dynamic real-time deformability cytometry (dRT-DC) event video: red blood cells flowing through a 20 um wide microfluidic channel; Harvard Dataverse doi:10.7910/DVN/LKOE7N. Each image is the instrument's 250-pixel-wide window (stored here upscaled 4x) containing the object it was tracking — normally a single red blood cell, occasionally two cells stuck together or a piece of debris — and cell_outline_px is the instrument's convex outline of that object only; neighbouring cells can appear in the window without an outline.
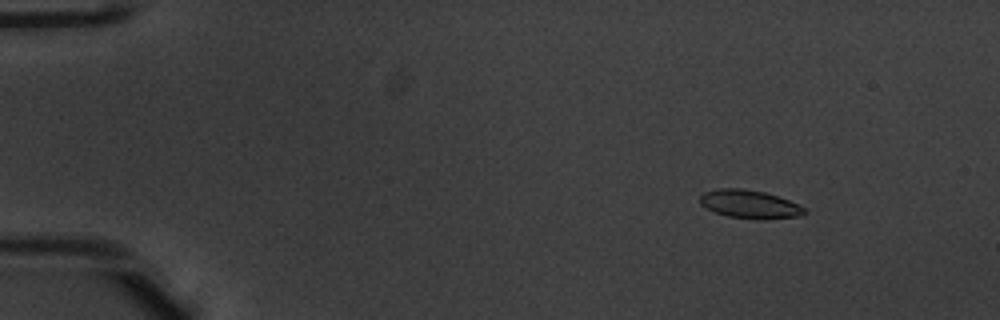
{"species": "common noctule bat (a hibernating species)", "species_latin": "Nyctalus noctula", "temperature_condition": "warm", "stored_images_in_passage": 46, "camera_frame_rate_fps": 3000, "um_per_image_px": 0.085, "animal": {"sex": "male", "body_mass_g": 20.1, "forearm_length_mm": 53.5}, "frame": {"image": 1, "passage_image": 1, "time_ms": 0.0, "image_size_px": [1000, 320], "cell_outline_px": [[808, 212], [800, 216], [764, 220], [756, 220], [728, 216], [716, 212], [700, 204], [700, 196], [704, 192], [720, 188], [740, 188], [764, 192], [788, 200], [808, 208]], "centroid_in_image_um": [63.77, 17.37], "position_along_channel_um": 21.2, "area_um2": 17.34}}
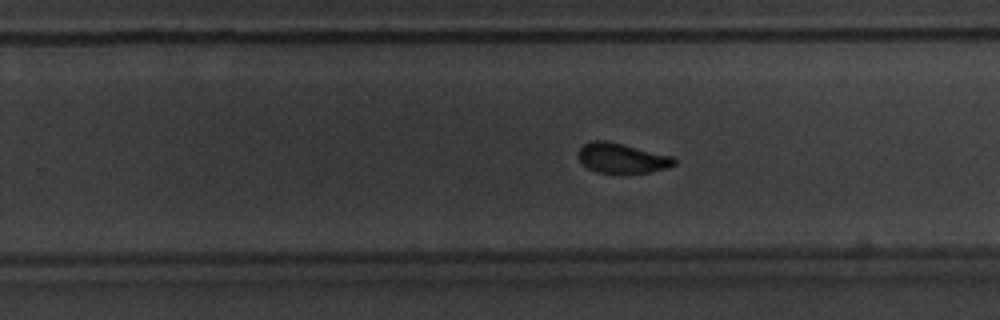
{"frame": {"image": 2, "passage_image": 28, "time_ms": 9.0, "image_size_px": [1000, 320], "cell_outline_px": [[676, 164], [668, 168], [648, 172], [596, 172], [588, 168], [580, 160], [580, 148], [588, 140], [604, 140], [672, 156], [676, 160]], "centroid_in_image_um": [52.87, 13.43], "position_along_channel_um": 276.9, "area_um2": 16.3}}
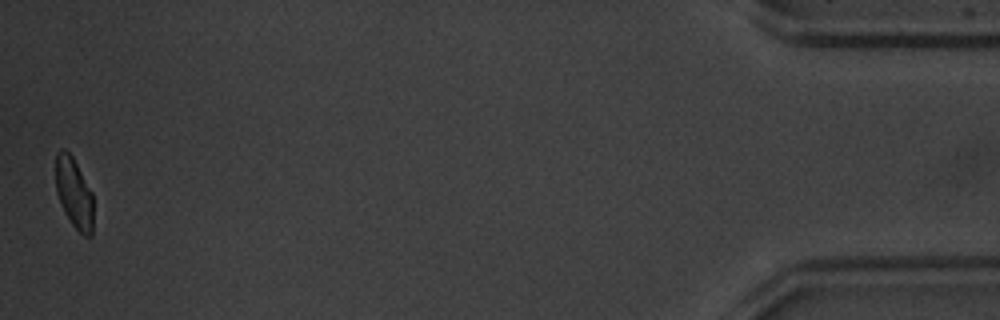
{"frame": {"image": 3, "passage_image": 46, "time_ms": 15.0, "image_size_px": [1000, 320], "cell_outline_px": [[92, 236], [84, 236], [72, 224], [64, 212], [56, 192], [56, 152], [60, 148], [64, 148], [72, 156], [92, 192]], "centroid_in_image_um": [6.27, 16.39], "position_along_channel_um": 428.9, "area_um2": 15.32}, "authors_computed_cell_mechanics": {"area_um2": 17.2533, "velocity_mm_per_s": 3.9486, "shape_relaxation_time_tau1_ms": 2.4317, "shape_relaxation_time_tau2_ms": 1.1508, "deformation_change_tau1": 0.1245, "deformation_change_tau2": 0.073}}